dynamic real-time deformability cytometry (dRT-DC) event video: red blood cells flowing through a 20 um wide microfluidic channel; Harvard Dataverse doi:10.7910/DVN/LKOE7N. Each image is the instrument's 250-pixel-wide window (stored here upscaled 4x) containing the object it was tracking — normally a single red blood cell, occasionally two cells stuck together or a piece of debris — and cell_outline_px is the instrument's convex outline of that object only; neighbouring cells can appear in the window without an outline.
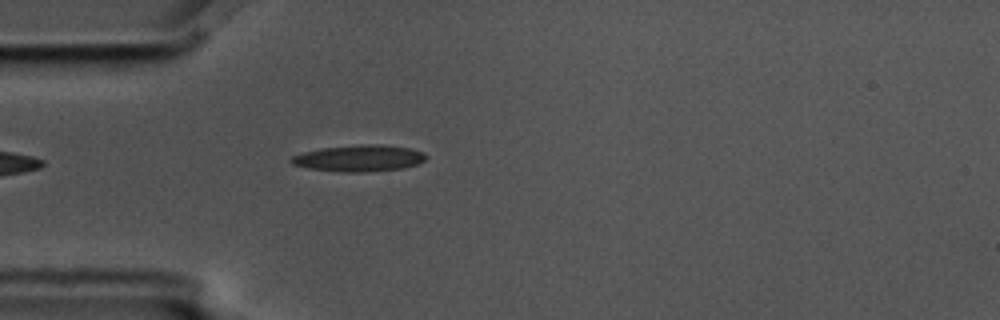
{"species": "common noctule bat (a hibernating species)", "species_latin": "Nyctalus noctula", "temperature_condition": "cold", "stored_images_in_passage": 4, "camera_frame_rate_fps": 3000, "um_per_image_px": 0.085, "animal": {"sex": "male", "body_mass_g": 17.5, "forearm_length_mm": 52.3}, "frame": {"image": 1, "passage_image": 4, "time_ms": 1.0, "image_size_px": [1000, 320], "cell_outline_px": [[428, 156], [424, 160], [416, 164], [404, 168], [364, 172], [340, 172], [308, 168], [292, 164], [288, 160], [292, 156], [304, 152], [324, 148], [360, 144], [376, 144], [412, 148], [424, 152]], "centroid_in_image_um": [30.54, 13.45], "position_along_channel_um": 54.5, "area_um2": 20.81}}